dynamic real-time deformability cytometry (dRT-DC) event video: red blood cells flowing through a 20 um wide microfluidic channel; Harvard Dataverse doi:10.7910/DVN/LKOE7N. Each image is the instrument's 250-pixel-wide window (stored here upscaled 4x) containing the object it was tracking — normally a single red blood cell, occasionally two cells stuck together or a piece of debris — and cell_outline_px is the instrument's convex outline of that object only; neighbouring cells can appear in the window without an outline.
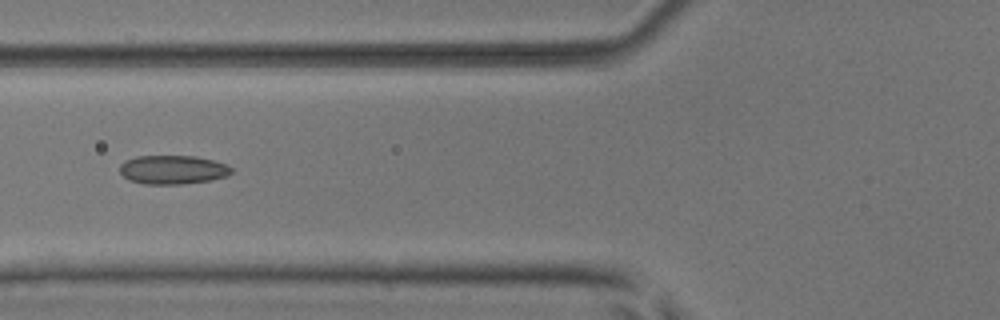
{"species": "common noctule bat (a hibernating species)", "species_latin": "Nyctalus noctula", "temperature_condition": "room temperature", "stored_images_in_passage": 5, "camera_frame_rate_fps": 3000, "um_per_image_px": 0.085, "animal": {"sex": "male", "body_mass_g": 17.9, "forearm_length_mm": 54.2}, "frame": {"image": 1, "passage_image": 5, "time_ms": 1.333, "image_size_px": [1000, 320], "cell_outline_px": [[232, 172], [228, 176], [212, 180], [180, 184], [144, 184], [128, 180], [120, 172], [120, 164], [124, 160], [136, 156], [196, 156], [212, 160], [224, 164], [232, 168]], "centroid_in_image_um": [14.66, 14.42], "position_along_channel_um": 111.1, "area_um2": 18.84}}